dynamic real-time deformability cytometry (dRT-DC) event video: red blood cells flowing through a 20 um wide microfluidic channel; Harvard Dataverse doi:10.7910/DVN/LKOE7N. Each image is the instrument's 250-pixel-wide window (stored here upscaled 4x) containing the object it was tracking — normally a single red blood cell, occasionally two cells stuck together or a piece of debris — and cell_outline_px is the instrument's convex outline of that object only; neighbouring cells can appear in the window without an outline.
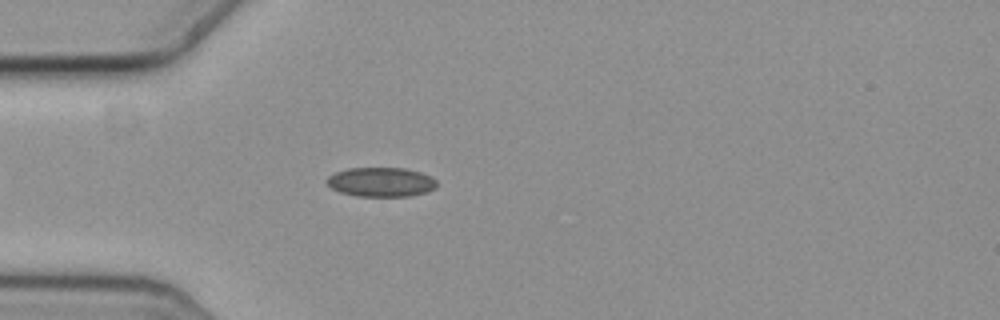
{"species": "common noctule bat (a hibernating species)", "species_latin": "Nyctalus noctula", "temperature_condition": "cold", "stored_images_in_passage": 48, "camera_frame_rate_fps": 3000, "um_per_image_px": 0.085, "animal": {"sex": "female", "body_mass_g": 19.3, "forearm_length_mm": 54.1}, "frame": {"image": 1, "passage_image": 8, "time_ms": 2.333, "image_size_px": [1000, 320], "cell_outline_px": [[436, 188], [428, 192], [408, 196], [356, 196], [340, 192], [332, 188], [328, 184], [328, 176], [336, 172], [348, 168], [404, 168], [420, 172], [432, 176], [436, 180]], "centroid_in_image_um": [32.42, 15.47], "position_along_channel_um": 52.6, "area_um2": 18.79}}
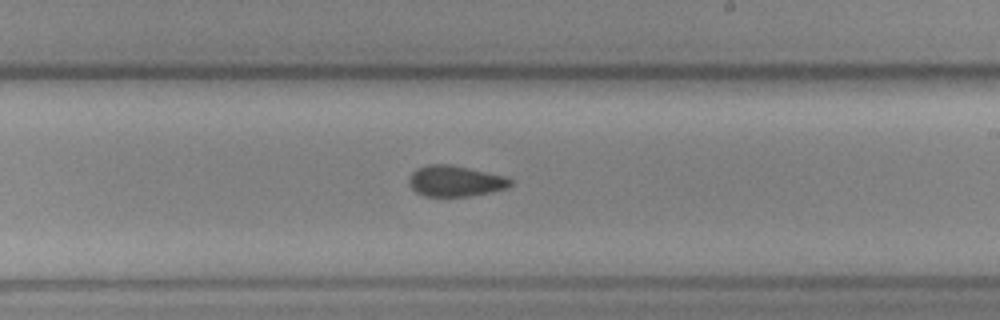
{"frame": {"image": 2, "passage_image": 25, "time_ms": 8.0, "image_size_px": [1000, 320], "cell_outline_px": [[512, 184], [504, 188], [488, 192], [468, 196], [424, 196], [416, 192], [408, 184], [408, 176], [416, 168], [428, 164], [452, 164], [504, 176], [512, 180]], "centroid_in_image_um": [38.62, 15.37], "position_along_channel_um": 250.4, "area_um2": 18.21}}
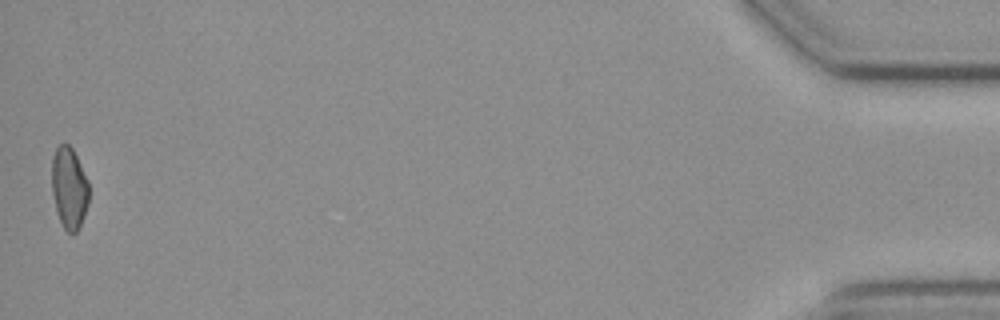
{"frame": {"image": 3, "passage_image": 48, "time_ms": 15.667, "image_size_px": [1000, 320], "cell_outline_px": [[88, 204], [84, 216], [76, 232], [72, 236], [64, 228], [56, 212], [52, 192], [52, 156], [56, 148], [60, 144], [68, 144], [72, 148], [88, 180]], "centroid_in_image_um": [5.87, 15.99], "position_along_channel_um": 429.3, "area_um2": 17.63}, "authors_computed_cell_mechanics": {"area_um2": 18.5827, "velocity_mm_per_s": 3.6612, "shape_relaxation_time_tau1_ms": null, "shape_relaxation_time_tau2_ms": 6.7055, "deformation_change_tau1": null, "deformation_change_tau2": 0.1167}}